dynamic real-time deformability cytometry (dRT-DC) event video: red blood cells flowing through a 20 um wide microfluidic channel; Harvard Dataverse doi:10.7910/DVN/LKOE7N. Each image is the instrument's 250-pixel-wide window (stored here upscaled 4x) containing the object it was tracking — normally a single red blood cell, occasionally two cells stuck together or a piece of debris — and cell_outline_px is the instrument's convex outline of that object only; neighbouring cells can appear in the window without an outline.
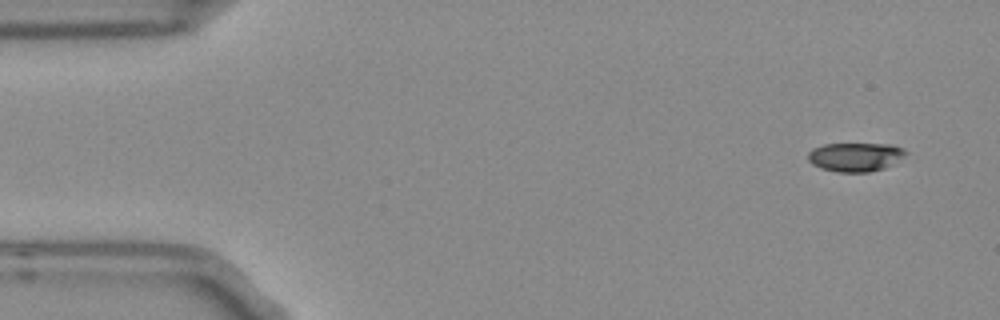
{"species": "Egyptian fruit bat (a non-hibernating species)", "species_latin": "Rousettus aegyptiacus", "temperature_condition": "room temperature", "stored_images_in_passage": 5, "camera_frame_rate_fps": 3000, "um_per_image_px": 0.085, "frame": {"image": 1, "passage_image": 1, "time_ms": 0.0, "image_size_px": [1000, 320], "cell_outline_px": [[908, 152], [904, 156], [884, 168], [868, 172], [836, 172], [820, 168], [812, 164], [808, 160], [808, 152], [812, 148], [824, 144], [892, 144], [904, 148]], "centroid_in_image_um": [72.68, 13.33], "position_along_channel_um": 12.3, "area_um2": 16.47}}
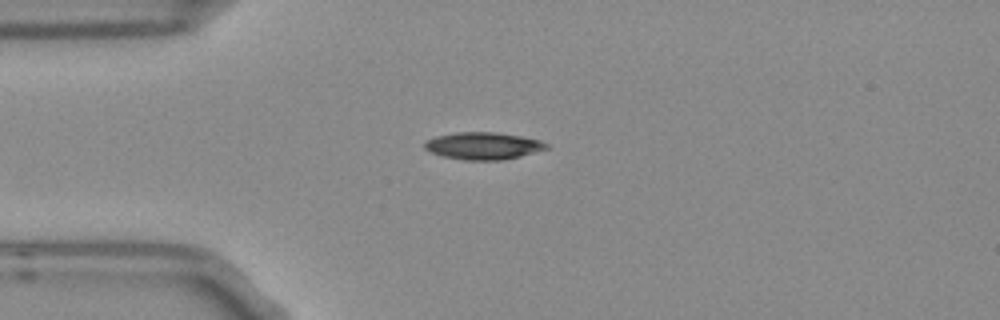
{"frame": {"image": 2, "passage_image": 4, "time_ms": 1.0, "image_size_px": [1000, 320], "cell_outline_px": [[548, 148], [520, 156], [500, 160], [464, 160], [444, 156], [432, 152], [424, 148], [424, 140], [436, 136], [456, 132], [496, 132], [520, 136], [540, 140], [548, 144]], "centroid_in_image_um": [41.04, 12.39], "position_along_channel_um": 44.0, "area_um2": 19.19}}
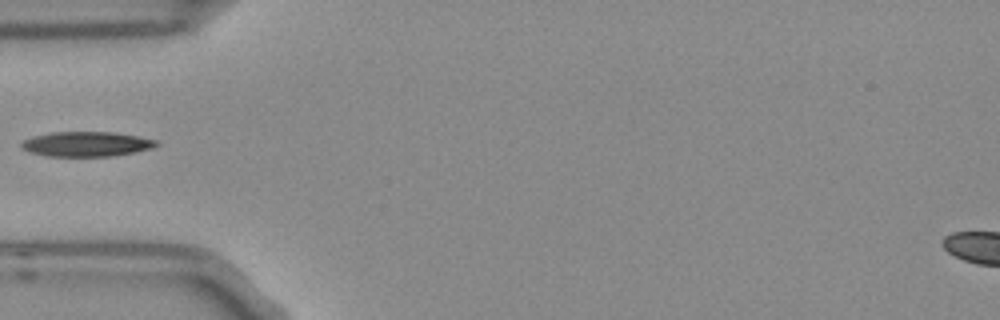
{"frame": {"image": 3, "passage_image": 5, "time_ms": 1.333, "image_size_px": [1000, 320], "cell_outline_px": [[160, 144], [152, 148], [136, 152], [112, 156], [48, 156], [32, 152], [20, 148], [20, 144], [24, 140], [32, 136], [52, 132], [112, 132], [160, 140]], "centroid_in_image_um": [7.38, 12.24], "position_along_channel_um": 77.6, "area_um2": 19.59}}